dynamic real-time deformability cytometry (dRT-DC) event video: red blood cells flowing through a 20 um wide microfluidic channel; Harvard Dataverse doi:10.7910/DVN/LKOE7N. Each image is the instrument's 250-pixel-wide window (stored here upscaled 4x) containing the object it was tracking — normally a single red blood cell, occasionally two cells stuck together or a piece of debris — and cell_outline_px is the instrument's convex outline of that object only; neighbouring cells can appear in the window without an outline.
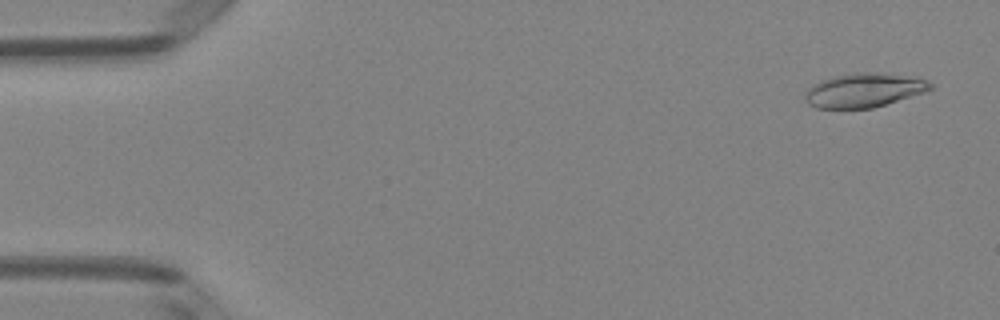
{"species": "Egyptian fruit bat (a non-hibernating species)", "species_latin": "Rousettus aegyptiacus", "temperature_condition": "room temperature", "stored_images_in_passage": 4, "camera_frame_rate_fps": 3000, "um_per_image_px": 0.085, "animal": {"sex": "female"}, "frame": {"image": 1, "passage_image": 1, "time_ms": 0.0, "image_size_px": [1000, 320], "cell_outline_px": [[936, 88], [924, 92], [872, 108], [816, 108], [808, 104], [804, 100], [804, 92], [812, 84], [820, 80], [836, 76], [860, 72], [880, 72], [928, 80]], "centroid_in_image_um": [73.4, 7.67], "position_along_channel_um": 11.6, "area_um2": 24.85}}
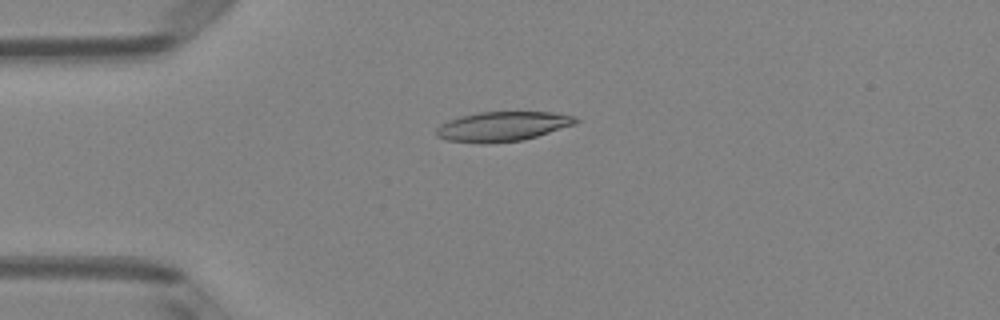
{"frame": {"image": 2, "passage_image": 4, "time_ms": 1.0, "image_size_px": [1000, 320], "cell_outline_px": [[580, 120], [576, 124], [524, 140], [488, 144], [480, 144], [448, 140], [436, 136], [436, 128], [440, 124], [448, 120], [480, 112], [552, 112], [576, 116]], "centroid_in_image_um": [42.74, 10.75], "position_along_channel_um": 42.3, "area_um2": 24.22}}